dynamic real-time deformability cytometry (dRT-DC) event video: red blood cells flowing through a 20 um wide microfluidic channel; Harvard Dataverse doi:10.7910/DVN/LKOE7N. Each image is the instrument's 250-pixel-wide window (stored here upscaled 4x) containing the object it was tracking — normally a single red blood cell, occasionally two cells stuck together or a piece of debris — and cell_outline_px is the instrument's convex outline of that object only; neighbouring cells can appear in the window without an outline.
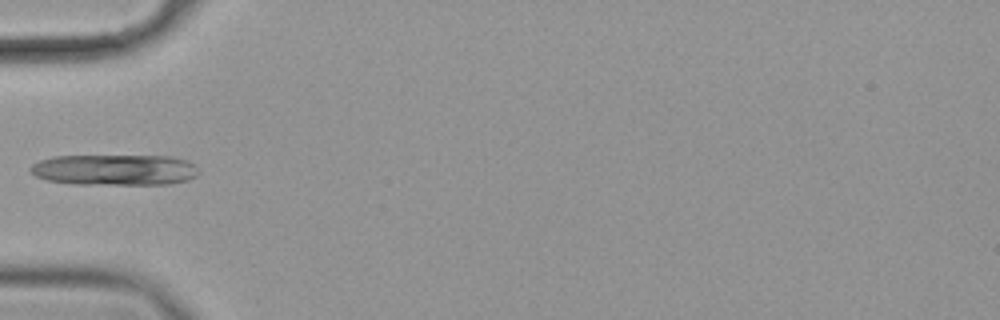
{"species": "common noctule bat (a hibernating species)", "species_latin": "Nyctalus noctula", "temperature_condition": "cold", "stored_images_in_passage": 5, "camera_frame_rate_fps": 3000, "um_per_image_px": 0.085, "animal": {"sex": "female", "body_mass_g": 19.9}, "frame": {"image": 1, "passage_image": 5, "time_ms": 1.333, "image_size_px": [1000, 320], "cell_outline_px": [[200, 172], [196, 176], [188, 180], [172, 184], [72, 184], [48, 180], [36, 176], [28, 168], [32, 164], [40, 160], [52, 156], [168, 156], [188, 160]], "centroid_in_image_um": [9.75, 14.44], "position_along_channel_um": 75.2, "area_um2": 30.4}}